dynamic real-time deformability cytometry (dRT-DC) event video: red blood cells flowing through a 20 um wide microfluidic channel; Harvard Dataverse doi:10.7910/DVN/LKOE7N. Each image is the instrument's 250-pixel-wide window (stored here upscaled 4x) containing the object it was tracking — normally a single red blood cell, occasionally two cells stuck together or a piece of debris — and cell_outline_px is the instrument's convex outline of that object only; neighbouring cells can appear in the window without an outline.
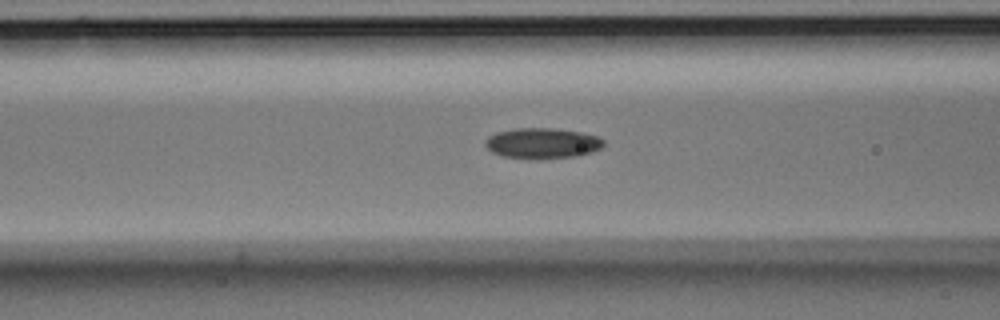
{"species": "Egyptian fruit bat (a non-hibernating species)", "species_latin": "Rousettus aegyptiacus", "temperature_condition": "room temperature", "stored_images_in_passage": 30, "camera_frame_rate_fps": 3000, "um_per_image_px": 0.085, "animal": {"sex": "male"}, "frame": {"image": 1, "passage_image": 9, "time_ms": 2.667, "image_size_px": [1000, 320], "cell_outline_px": [[604, 144], [600, 148], [592, 152], [576, 156], [540, 160], [528, 160], [504, 156], [492, 152], [484, 144], [484, 140], [488, 136], [496, 132], [516, 128], [552, 128], [580, 132], [596, 136], [604, 140]], "centroid_in_image_um": [46.06, 12.19], "position_along_channel_um": 120.5, "area_um2": 21.39}}
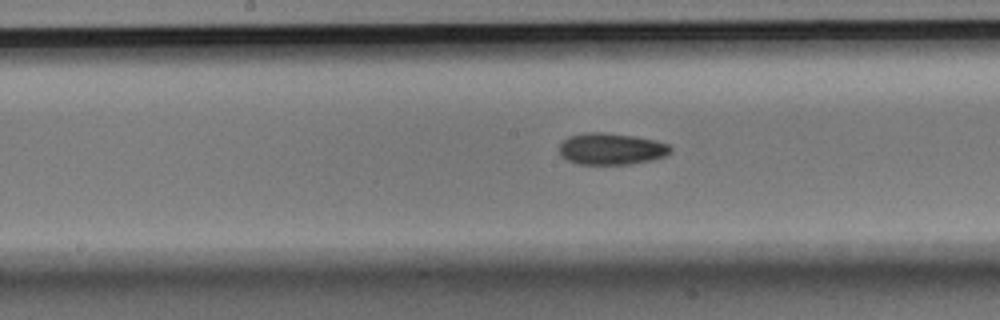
{"frame": {"image": 2, "passage_image": 15, "time_ms": 4.667, "image_size_px": [1000, 320], "cell_outline_px": [[672, 148], [664, 156], [648, 160], [628, 164], [580, 164], [568, 160], [560, 156], [560, 144], [568, 136], [584, 132], [604, 132], [636, 136], [656, 140], [668, 144]], "centroid_in_image_um": [51.92, 12.63], "position_along_channel_um": 196.3, "area_um2": 20.4}}
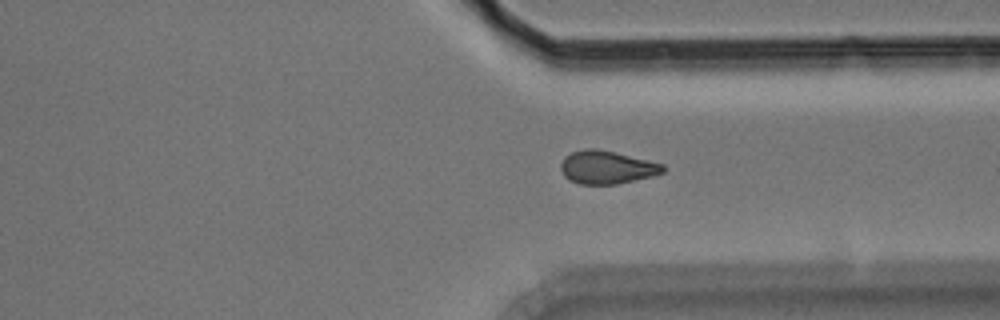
{"frame": {"image": 3, "passage_image": 28, "time_ms": 9.0, "image_size_px": [1000, 320], "cell_outline_px": [[664, 172], [652, 176], [616, 184], [580, 184], [568, 180], [564, 176], [560, 168], [560, 164], [564, 156], [572, 152], [584, 148], [596, 148], [648, 160], [664, 164]], "centroid_in_image_um": [51.54, 14.22], "position_along_channel_um": 359.9, "area_um2": 19.71}}